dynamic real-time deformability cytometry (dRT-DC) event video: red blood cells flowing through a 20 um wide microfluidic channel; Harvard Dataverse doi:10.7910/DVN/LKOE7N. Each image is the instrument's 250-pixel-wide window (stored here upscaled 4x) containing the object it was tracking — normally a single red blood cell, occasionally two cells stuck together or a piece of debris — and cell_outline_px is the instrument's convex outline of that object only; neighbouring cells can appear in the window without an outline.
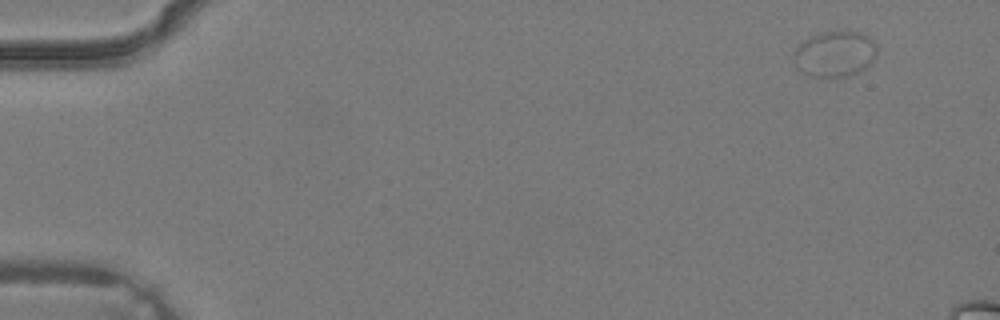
{"species": "common noctule bat (a hibernating species)", "species_latin": "Nyctalus noctula", "temperature_condition": "warm", "stored_images_in_passage": 4, "camera_frame_rate_fps": 3000, "um_per_image_px": 0.085, "animal": {"sex": "male", "body_mass_g": 19.2, "forearm_length_mm": 51.8}, "frame": {"image": 1, "passage_image": 1, "time_ms": 0.0, "image_size_px": [1000, 320], "cell_outline_px": [[876, 56], [864, 68], [848, 76], [816, 80], [808, 76], [796, 68], [792, 52], [804, 40], [812, 36], [824, 32], [860, 32], [868, 36], [876, 44]], "centroid_in_image_um": [70.91, 4.64], "position_along_channel_um": 14.1, "area_um2": 22.48}}